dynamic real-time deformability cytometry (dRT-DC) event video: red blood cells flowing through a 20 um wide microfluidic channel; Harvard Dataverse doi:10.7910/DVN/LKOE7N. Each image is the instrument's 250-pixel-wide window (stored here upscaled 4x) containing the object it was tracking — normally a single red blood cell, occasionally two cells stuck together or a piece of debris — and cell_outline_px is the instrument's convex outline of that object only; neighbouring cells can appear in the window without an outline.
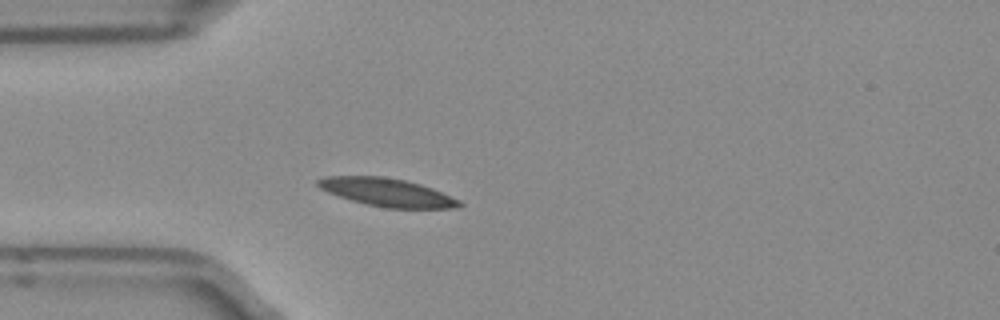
{"species": "Egyptian fruit bat (a non-hibernating species)", "species_latin": "Rousettus aegyptiacus", "temperature_condition": "room temperature", "stored_images_in_passage": 2, "camera_frame_rate_fps": 3000, "um_per_image_px": 0.085, "frame": {"image": 1, "passage_image": 1, "time_ms": 0.0, "image_size_px": [1000, 320], "cell_outline_px": [[464, 204], [460, 208], [384, 208], [364, 204], [328, 192], [320, 188], [316, 184], [316, 180], [324, 176], [384, 176], [404, 180], [420, 184], [432, 188], [460, 200]], "centroid_in_image_um": [32.91, 16.35], "position_along_channel_um": 52.1, "area_um2": 23.24}}